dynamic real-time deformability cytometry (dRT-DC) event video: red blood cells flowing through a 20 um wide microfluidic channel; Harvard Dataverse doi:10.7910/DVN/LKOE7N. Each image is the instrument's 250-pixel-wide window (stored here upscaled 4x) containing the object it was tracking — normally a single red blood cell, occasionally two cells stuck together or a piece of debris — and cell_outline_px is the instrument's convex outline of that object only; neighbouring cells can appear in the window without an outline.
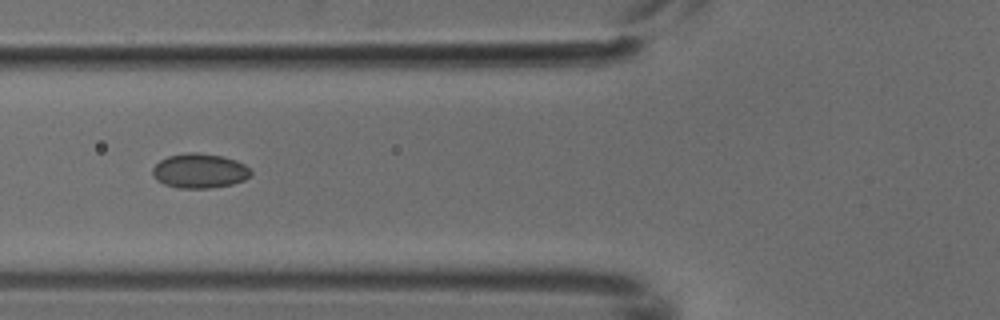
{"species": "common noctule bat (a hibernating species)", "species_latin": "Nyctalus noctula", "temperature_condition": "cold", "stored_images_in_passage": 6, "camera_frame_rate_fps": 3000, "um_per_image_px": 0.085, "animal": {"sex": "male", "body_mass_g": 18.8}, "frame": {"image": 1, "passage_image": 5, "time_ms": 1.333, "image_size_px": [1000, 320], "cell_outline_px": [[252, 172], [244, 180], [232, 184], [208, 188], [180, 188], [164, 184], [156, 180], [152, 172], [152, 168], [160, 160], [168, 156], [188, 152], [196, 152], [220, 156], [236, 160], [244, 164]], "centroid_in_image_um": [16.94, 14.52], "position_along_channel_um": 108.9, "area_um2": 19.65}}
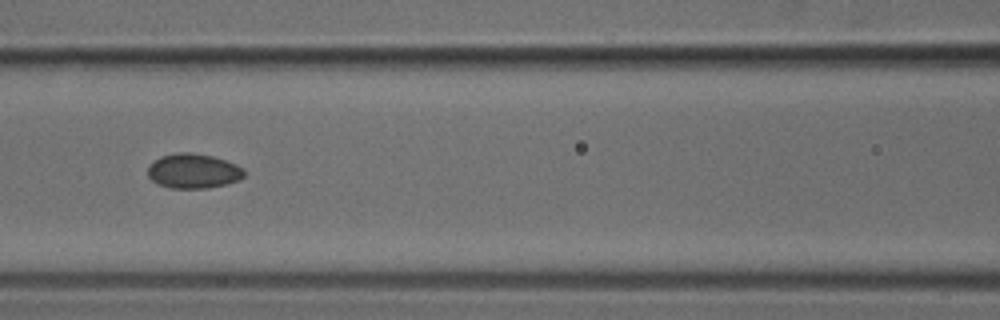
{"frame": {"image": 2, "passage_image": 6, "time_ms": 1.667, "image_size_px": [1000, 320], "cell_outline_px": [[244, 176], [240, 180], [228, 184], [208, 188], [168, 188], [152, 180], [148, 176], [148, 164], [160, 156], [180, 152], [188, 152], [212, 156], [236, 164], [244, 168]], "centroid_in_image_um": [16.44, 14.54], "position_along_channel_um": 150.2, "area_um2": 19.59}}